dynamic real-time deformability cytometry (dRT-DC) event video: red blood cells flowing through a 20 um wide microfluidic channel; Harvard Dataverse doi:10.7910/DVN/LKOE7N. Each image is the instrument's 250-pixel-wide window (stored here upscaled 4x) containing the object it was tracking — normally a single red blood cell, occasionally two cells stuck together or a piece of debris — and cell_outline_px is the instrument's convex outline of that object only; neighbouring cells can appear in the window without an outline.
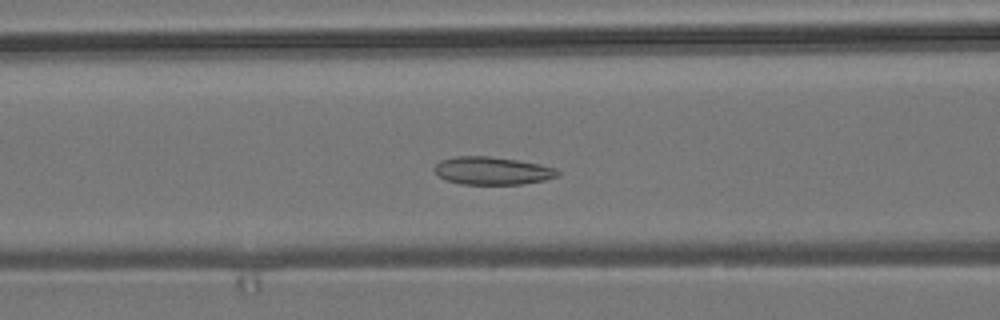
{"species": "common noctule bat (a hibernating species)", "species_latin": "Nyctalus noctula", "temperature_condition": "room temperature", "stored_images_in_passage": 33, "camera_frame_rate_fps": 3000, "um_per_image_px": 0.085, "animal": {"sex": "male", "body_mass_g": 19.2, "forearm_length_mm": 51.8}, "frame": {"image": 1, "passage_image": 6, "time_ms": 1.667, "image_size_px": [1000, 320], "cell_outline_px": [[560, 176], [544, 180], [524, 184], [460, 184], [444, 180], [432, 168], [440, 160], [456, 156], [488, 156], [516, 160], [540, 164], [556, 168], [560, 172]], "centroid_in_image_um": [41.85, 14.52], "position_along_channel_um": 124.8, "area_um2": 20.11}}
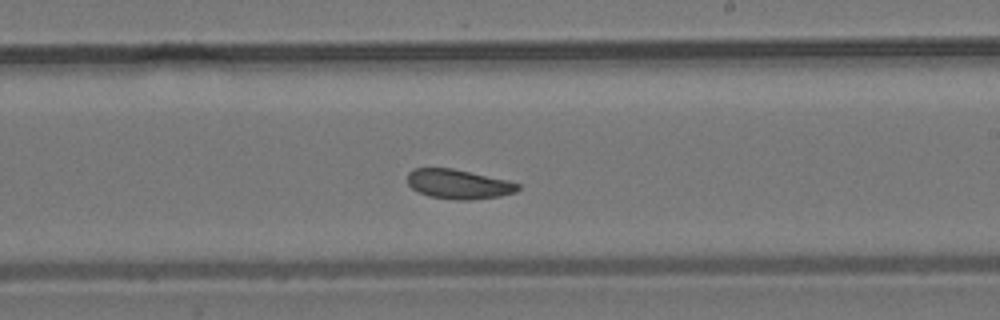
{"frame": {"image": 2, "passage_image": 16, "time_ms": 5.0, "image_size_px": [1000, 320], "cell_outline_px": [[520, 188], [516, 192], [500, 196], [468, 200], [456, 200], [428, 196], [412, 188], [408, 184], [408, 172], [416, 168], [452, 168], [508, 180], [520, 184]], "centroid_in_image_um": [38.99, 15.65], "position_along_channel_um": 250.0, "area_um2": 18.96}}
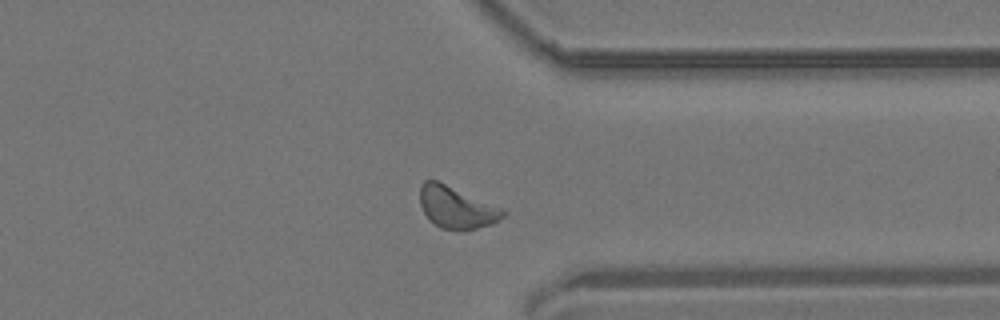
{"frame": {"image": 3, "passage_image": 26, "time_ms": 8.333, "image_size_px": [1000, 320], "cell_outline_px": [[508, 212], [504, 216], [492, 224], [464, 232], [440, 228], [424, 212], [420, 204], [420, 184], [424, 180], [436, 180], [504, 208]], "centroid_in_image_um": [38.84, 17.65], "position_along_channel_um": 372.6, "area_um2": 20.46}, "authors_computed_cell_mechanics": {"area_um2": 19.4208, "velocity_mm_per_s": 3.7691, "shape_relaxation_time_tau1_ms": null, "shape_relaxation_time_tau2_ms": 2.2667, "deformation_change_tau1": null, "deformation_change_tau2": 0.0628}}